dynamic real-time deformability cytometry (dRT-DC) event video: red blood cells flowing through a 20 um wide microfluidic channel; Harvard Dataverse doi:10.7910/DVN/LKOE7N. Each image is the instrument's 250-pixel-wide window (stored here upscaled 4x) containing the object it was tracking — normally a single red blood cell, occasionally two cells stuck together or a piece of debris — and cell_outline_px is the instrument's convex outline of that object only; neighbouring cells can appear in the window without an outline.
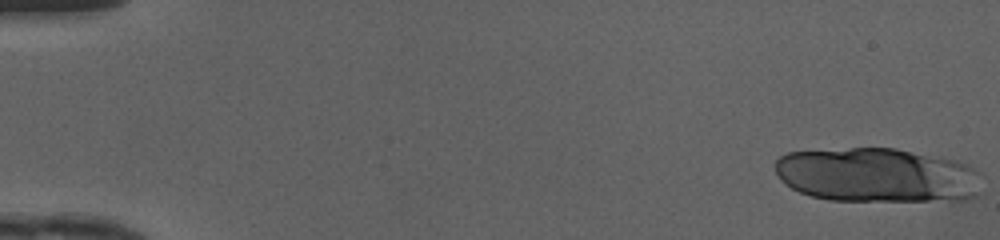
{"species": "human", "species_latin": "Homo sapiens", "temperature_condition": "cold", "stored_images_in_passage": 19, "camera_frame_rate_fps": 3000, "um_per_image_px": 0.085, "donor": {"sex": "female"}, "frame": {"image": 1, "passage_image": 1, "time_ms": 0.0, "image_size_px": [1000, 240], "cell_outline_px": [[980, 172], [976, 196], [964, 200], [828, 200], [812, 196], [800, 192], [792, 188], [780, 180], [776, 172], [776, 160], [780, 156], [788, 152], [848, 148], [896, 148], [940, 156], [968, 164]], "centroid_in_image_um": [74.55, 14.87], "position_along_channel_um": 10.4, "area_um2": 65.66}}